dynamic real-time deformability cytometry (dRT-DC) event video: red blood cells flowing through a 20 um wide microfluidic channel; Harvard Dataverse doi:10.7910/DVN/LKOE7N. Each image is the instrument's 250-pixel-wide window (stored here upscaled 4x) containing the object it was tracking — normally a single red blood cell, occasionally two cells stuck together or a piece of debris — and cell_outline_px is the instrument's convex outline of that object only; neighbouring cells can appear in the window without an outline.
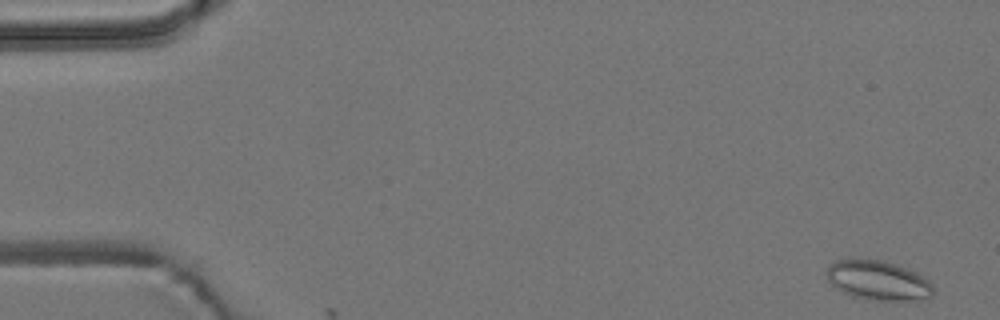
{"species": "common noctule bat (a hibernating species)", "species_latin": "Nyctalus noctula", "temperature_condition": "room temperature", "stored_images_in_passage": 2, "camera_frame_rate_fps": 3000, "um_per_image_px": 0.085, "animal": {"sex": "male", "body_mass_g": 19.2, "forearm_length_mm": 51.8}, "frame": {"image": 1, "passage_image": 1, "time_ms": 0.0, "image_size_px": [1000, 320], "cell_outline_px": [[932, 296], [916, 300], [872, 300], [852, 296], [836, 288], [828, 280], [824, 272], [828, 264], [836, 260], [880, 260], [896, 264], [916, 272], [928, 280], [932, 284]], "centroid_in_image_um": [74.6, 23.83], "position_along_channel_um": 10.4, "area_um2": 24.39}}